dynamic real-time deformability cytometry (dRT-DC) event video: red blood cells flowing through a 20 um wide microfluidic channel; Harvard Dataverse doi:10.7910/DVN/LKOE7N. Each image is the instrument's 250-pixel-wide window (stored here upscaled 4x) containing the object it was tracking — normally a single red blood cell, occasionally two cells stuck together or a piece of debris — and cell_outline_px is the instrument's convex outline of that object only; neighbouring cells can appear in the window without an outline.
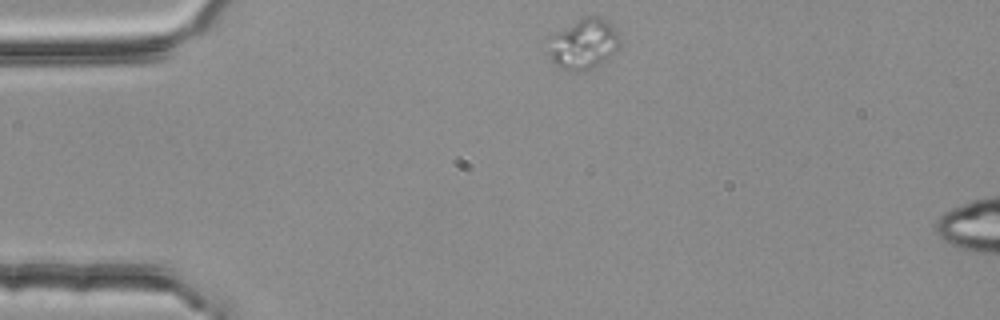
{"species": "common noctule bat (a hibernating species)", "species_latin": "Nyctalus noctula", "temperature_condition": "room temperature", "stored_images_in_passage": 6, "segment_of_instrument_passage": [1, 2], "camera_frame_rate_fps": 3000, "um_per_image_px": 0.085, "animal": {"sex": "female", "body_mass_g": 25.1}, "frame": {"image": 1, "passage_image": 1, "time_ms": 0.0, "image_size_px": [1000, 320], "cell_outline_px": [[620, 48], [616, 52], [600, 64], [576, 72], [560, 68], [548, 56], [548, 36], [588, 16], [600, 16], [608, 20], [612, 24], [620, 40]], "centroid_in_image_um": [49.61, 3.74], "position_along_channel_um": 35.4, "area_um2": 20.98}}